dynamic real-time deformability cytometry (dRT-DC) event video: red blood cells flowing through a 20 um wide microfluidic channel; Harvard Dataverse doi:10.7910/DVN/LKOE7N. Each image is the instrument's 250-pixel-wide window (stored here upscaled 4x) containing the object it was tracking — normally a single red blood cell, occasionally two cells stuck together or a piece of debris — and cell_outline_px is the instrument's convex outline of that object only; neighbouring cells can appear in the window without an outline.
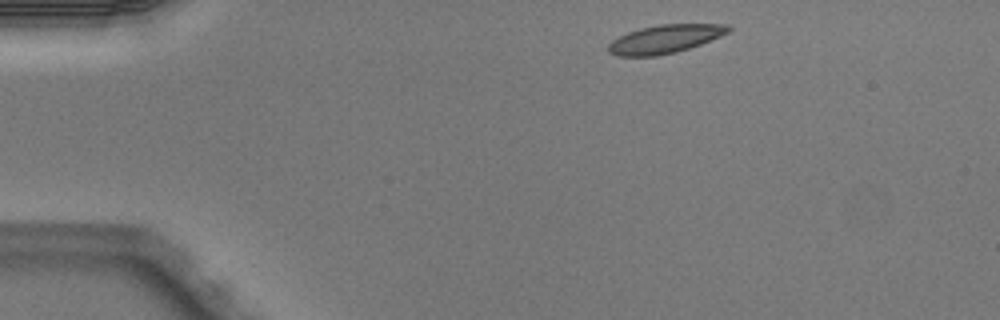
{"species": "Egyptian fruit bat (a non-hibernating species)", "species_latin": "Rousettus aegyptiacus", "temperature_condition": "warm", "stored_images_in_passage": 4, "camera_frame_rate_fps": 3000, "um_per_image_px": 0.085, "animal": {"sex": "male"}, "frame": {"image": 1, "passage_image": 1, "time_ms": 0.0, "image_size_px": [1000, 320], "cell_outline_px": [[732, 28], [728, 32], [720, 36], [700, 44], [676, 52], [656, 56], [616, 56], [608, 52], [608, 44], [612, 40], [628, 32], [640, 28], [660, 24], [728, 24]], "centroid_in_image_um": [56.5, 3.31], "position_along_channel_um": 28.5, "area_um2": 19.77}}
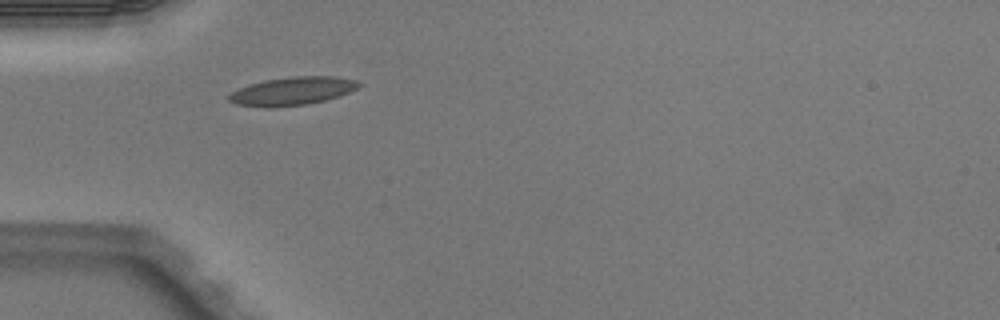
{"frame": {"image": 2, "passage_image": 3, "time_ms": 0.667, "image_size_px": [1000, 320], "cell_outline_px": [[364, 84], [340, 96], [308, 104], [268, 108], [236, 104], [228, 100], [228, 96], [232, 92], [240, 88], [264, 80], [292, 76], [336, 76], [356, 80]], "centroid_in_image_um": [24.88, 7.74], "position_along_channel_um": 60.1, "area_um2": 21.33}}
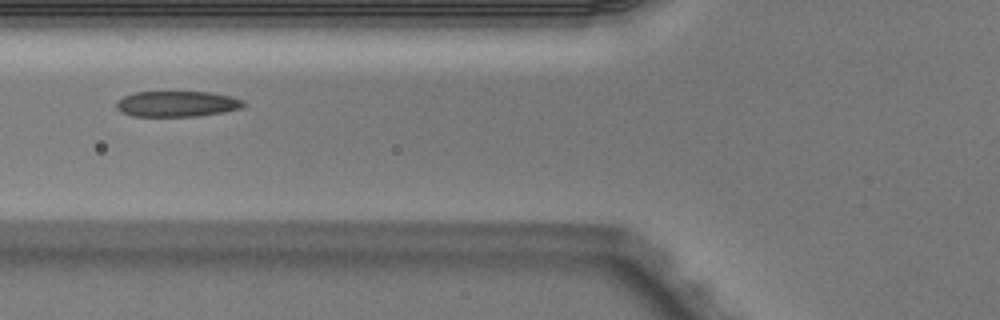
{"frame": {"image": 3, "passage_image": 4, "time_ms": 1.0, "image_size_px": [1000, 320], "cell_outline_px": [[244, 108], [224, 112], [196, 116], [132, 116], [120, 112], [116, 108], [116, 100], [124, 96], [136, 92], [212, 92], [232, 96], [244, 100]], "centroid_in_image_um": [15.06, 8.83], "position_along_channel_um": 110.7, "area_um2": 19.25}}